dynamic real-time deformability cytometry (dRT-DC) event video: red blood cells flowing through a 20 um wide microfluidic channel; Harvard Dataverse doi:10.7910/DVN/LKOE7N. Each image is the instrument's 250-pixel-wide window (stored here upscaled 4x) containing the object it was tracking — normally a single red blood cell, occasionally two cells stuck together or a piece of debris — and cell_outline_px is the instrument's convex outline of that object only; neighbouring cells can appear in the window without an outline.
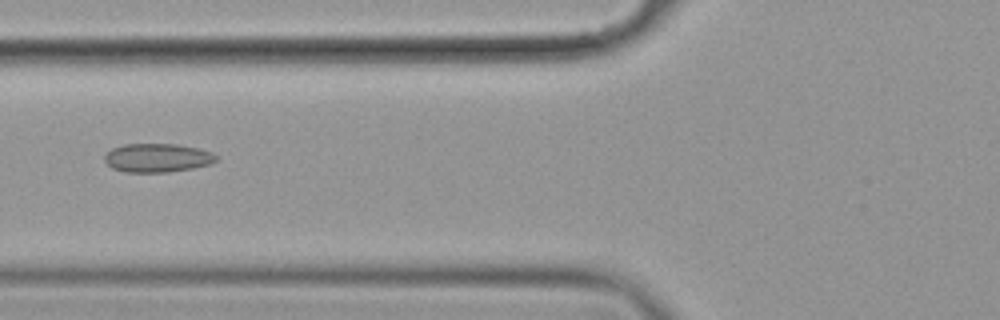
{"species": "common noctule bat (a hibernating species)", "species_latin": "Nyctalus noctula", "temperature_condition": "cold", "stored_images_in_passage": 3, "camera_frame_rate_fps": 3000, "um_per_image_px": 0.085, "animal": {"sex": "female", "body_mass_g": 19.9}, "frame": {"image": 1, "passage_image": 3, "time_ms": 0.667, "image_size_px": [1000, 320], "cell_outline_px": [[216, 160], [212, 164], [192, 168], [168, 172], [124, 172], [112, 168], [104, 160], [104, 156], [112, 148], [124, 144], [176, 144], [196, 148], [212, 152], [216, 156]], "centroid_in_image_um": [13.36, 13.42], "position_along_channel_um": 112.4, "area_um2": 18.61}}